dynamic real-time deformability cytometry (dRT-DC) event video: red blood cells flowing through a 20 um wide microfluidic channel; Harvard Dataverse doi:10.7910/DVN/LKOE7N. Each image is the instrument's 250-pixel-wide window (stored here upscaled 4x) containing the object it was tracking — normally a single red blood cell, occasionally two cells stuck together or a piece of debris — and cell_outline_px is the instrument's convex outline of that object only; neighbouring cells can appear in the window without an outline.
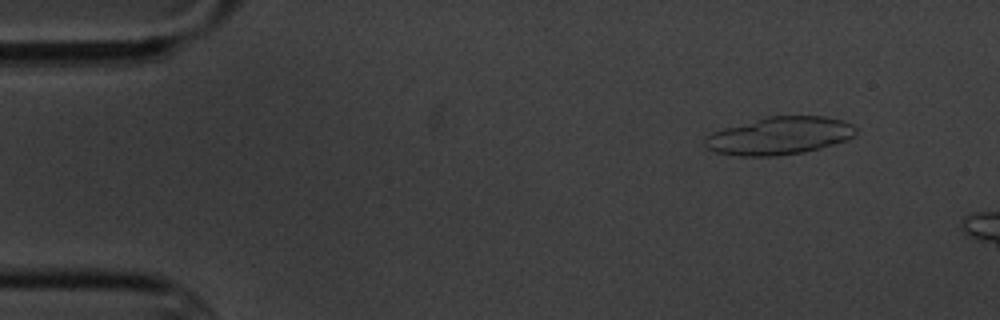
{"species": "common noctule bat (a hibernating species)", "species_latin": "Nyctalus noctula", "temperature_condition": "cold", "stored_images_in_passage": 3, "camera_frame_rate_fps": 3000, "um_per_image_px": 0.085, "animal": {"sex": "male", "body_mass_g": 20.1, "forearm_length_mm": 53.5}, "frame": {"image": 1, "passage_image": 1, "time_ms": 0.0, "image_size_px": [1000, 320], "cell_outline_px": [[856, 132], [852, 136], [844, 140], [820, 148], [804, 152], [776, 156], [740, 156], [716, 152], [708, 148], [704, 144], [704, 136], [712, 132], [724, 128], [768, 116], [824, 116], [844, 120], [852, 124], [856, 128]], "centroid_in_image_um": [66.23, 11.54], "position_along_channel_um": 18.8, "area_um2": 33.0}}